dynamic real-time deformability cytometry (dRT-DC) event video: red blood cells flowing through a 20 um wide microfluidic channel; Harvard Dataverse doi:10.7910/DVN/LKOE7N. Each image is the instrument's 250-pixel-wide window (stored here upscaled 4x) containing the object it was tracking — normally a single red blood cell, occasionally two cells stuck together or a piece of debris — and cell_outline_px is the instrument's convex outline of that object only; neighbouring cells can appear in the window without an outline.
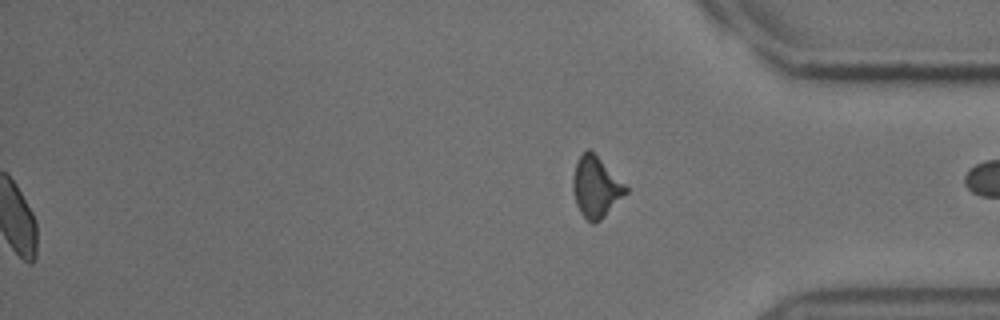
{"species": "common noctule bat (a hibernating species)", "species_latin": "Nyctalus noctula", "temperature_condition": "cold", "stored_images_in_passage": 55, "segment_of_instrument_passage": [2, 2], "camera_frame_rate_fps": 3000, "um_per_image_px": 0.085, "animal": {"sex": "male", "body_mass_g": 18.8}, "frame": {"image": 1, "passage_image": 55, "time_ms": 18.0, "image_size_px": [1000, 320], "cell_outline_px": [[628, 192], [600, 220], [592, 224], [580, 212], [576, 204], [572, 188], [572, 180], [576, 160], [588, 148], [628, 188]], "centroid_in_image_um": [50.62, 15.92], "position_along_channel_um": 384.6, "area_um2": 18.26}}